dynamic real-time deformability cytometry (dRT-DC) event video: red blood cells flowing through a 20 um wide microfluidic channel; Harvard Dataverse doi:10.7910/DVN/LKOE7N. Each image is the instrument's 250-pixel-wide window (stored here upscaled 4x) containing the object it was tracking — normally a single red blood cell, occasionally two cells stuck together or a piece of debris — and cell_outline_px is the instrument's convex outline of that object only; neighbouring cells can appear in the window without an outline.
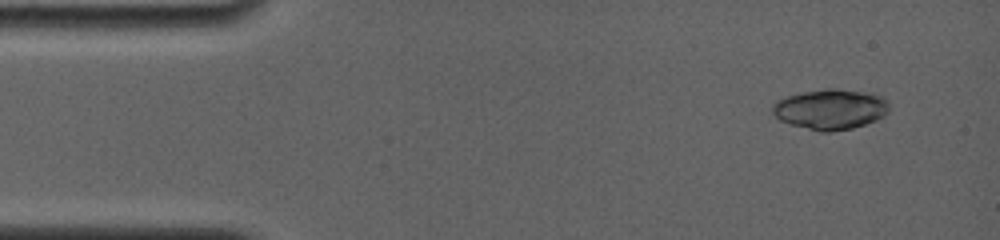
{"species": "common noctule bat (a hibernating species)", "species_latin": "Nyctalus noctula", "temperature_condition": "room temperature", "stored_images_in_passage": 4, "camera_frame_rate_fps": 4000, "um_per_image_px": 0.085, "animal": {"sex": "female", "body_mass_g": 19.0, "forearm_length_mm": 56.7}, "frame": {"image": 1, "passage_image": 1, "time_ms": 0.0, "image_size_px": [1000, 240], "cell_outline_px": [[888, 112], [884, 116], [876, 120], [852, 128], [828, 132], [820, 132], [788, 124], [780, 120], [772, 112], [772, 104], [776, 100], [784, 96], [804, 92], [828, 88], [836, 88], [872, 92], [884, 96], [888, 100]], "centroid_in_image_um": [70.59, 9.27], "position_along_channel_um": 14.4, "area_um2": 27.86}}
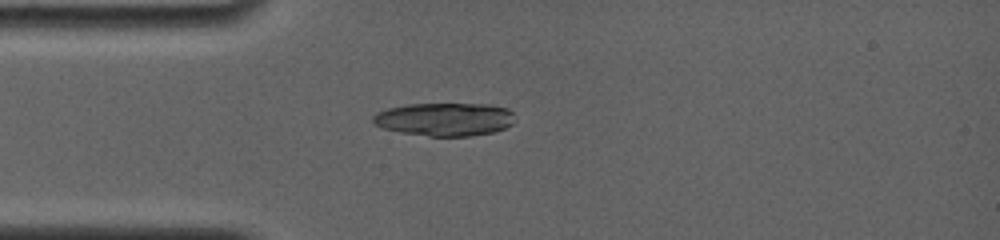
{"frame": {"image": 2, "passage_image": 4, "time_ms": 3.0, "image_size_px": [1000, 240], "cell_outline_px": [[512, 124], [504, 128], [492, 132], [468, 136], [428, 136], [400, 132], [380, 128], [372, 120], [372, 116], [376, 112], [388, 108], [408, 104], [488, 104], [508, 108], [512, 112]], "centroid_in_image_um": [37.75, 10.13], "position_along_channel_um": 47.2, "area_um2": 27.4}}